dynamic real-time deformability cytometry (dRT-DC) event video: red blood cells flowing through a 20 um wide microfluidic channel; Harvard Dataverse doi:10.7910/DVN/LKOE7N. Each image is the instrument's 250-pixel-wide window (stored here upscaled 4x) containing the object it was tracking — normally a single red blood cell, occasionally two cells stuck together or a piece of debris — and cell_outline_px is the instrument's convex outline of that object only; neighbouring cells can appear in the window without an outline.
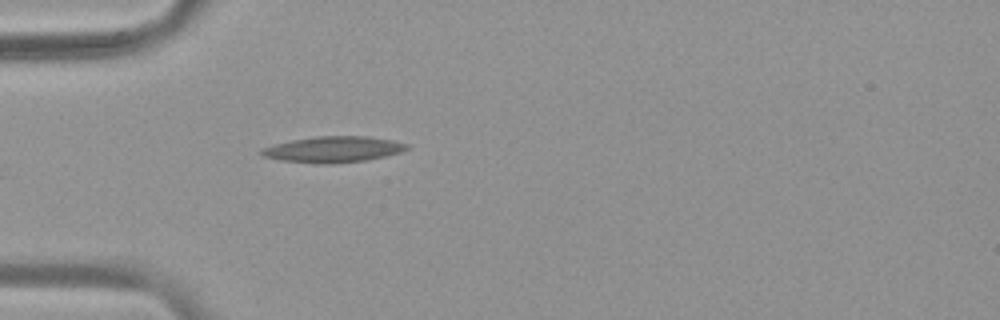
{"species": "common noctule bat (a hibernating species)", "species_latin": "Nyctalus noctula", "temperature_condition": "warm", "stored_images_in_passage": 4, "camera_frame_rate_fps": 3000, "um_per_image_px": 0.085, "animal": {"sex": "female", "body_mass_g": 19.9}, "frame": {"image": 1, "passage_image": 4, "time_ms": 1.0, "image_size_px": [1000, 320], "cell_outline_px": [[408, 148], [400, 152], [368, 160], [332, 164], [316, 164], [280, 160], [264, 156], [260, 152], [264, 148], [276, 144], [292, 140], [316, 136], [368, 136], [392, 140], [408, 144]], "centroid_in_image_um": [28.35, 12.7], "position_along_channel_um": 56.7, "area_um2": 21.91}}